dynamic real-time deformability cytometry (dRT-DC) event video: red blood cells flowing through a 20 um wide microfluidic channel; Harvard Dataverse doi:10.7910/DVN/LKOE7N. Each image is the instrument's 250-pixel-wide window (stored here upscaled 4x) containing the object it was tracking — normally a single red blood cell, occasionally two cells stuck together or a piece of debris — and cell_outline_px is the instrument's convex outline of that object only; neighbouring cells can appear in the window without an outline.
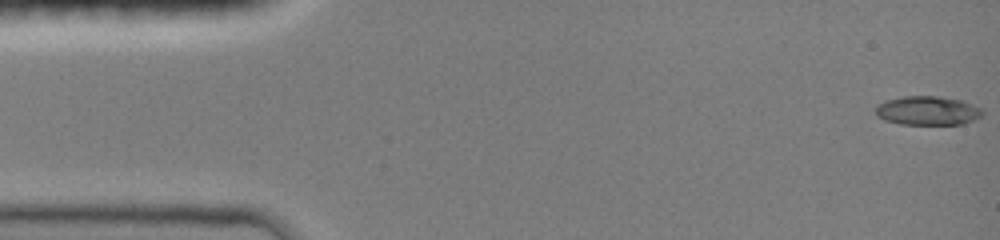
{"species": "common noctule bat (a hibernating species)", "species_latin": "Nyctalus noctula", "temperature_condition": "room temperature", "stored_images_in_passage": 35, "camera_frame_rate_fps": 3000, "um_per_image_px": 0.085, "animal": {"sex": "female", "body_mass_g": 19.0, "forearm_length_mm": 51.5}, "frame": {"image": 1, "passage_image": 1, "time_ms": 0.0, "image_size_px": [1000, 240], "cell_outline_px": [[984, 112], [980, 116], [964, 124], [900, 124], [884, 120], [876, 116], [876, 104], [888, 100], [904, 96], [936, 96], [960, 100], [980, 108]], "centroid_in_image_um": [78.8, 9.41], "position_along_channel_um": 6.2, "area_um2": 17.86}}
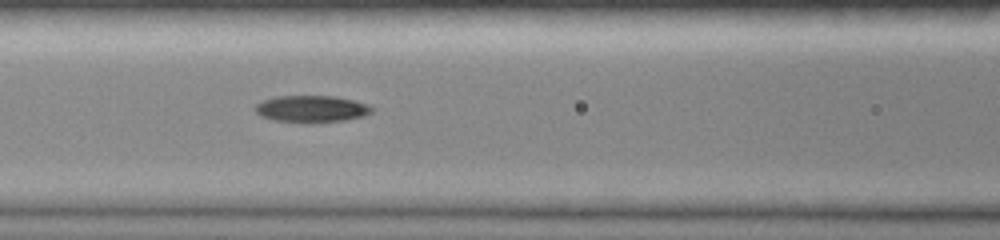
{"frame": {"image": 2, "passage_image": 20, "time_ms": 6.333, "image_size_px": [1000, 240], "cell_outline_px": [[372, 112], [364, 116], [348, 120], [316, 124], [308, 124], [272, 120], [260, 116], [252, 108], [260, 100], [276, 96], [332, 96], [352, 100], [368, 104], [372, 108]], "centroid_in_image_um": [26.43, 9.28], "position_along_channel_um": 140.2, "area_um2": 18.84}}
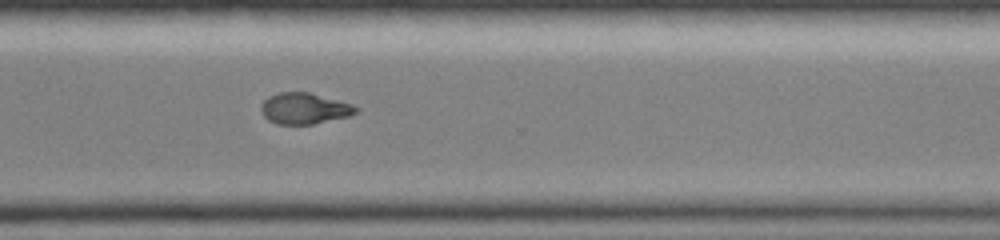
{"frame": {"image": 3, "passage_image": 35, "time_ms": 11.333, "image_size_px": [1000, 240], "cell_outline_px": [[360, 108], [356, 112], [348, 116], [312, 124], [276, 124], [268, 120], [264, 116], [260, 108], [260, 104], [268, 96], [280, 92], [308, 92], [352, 104]], "centroid_in_image_um": [25.84, 9.21], "position_along_channel_um": 344.8, "area_um2": 17.11}}